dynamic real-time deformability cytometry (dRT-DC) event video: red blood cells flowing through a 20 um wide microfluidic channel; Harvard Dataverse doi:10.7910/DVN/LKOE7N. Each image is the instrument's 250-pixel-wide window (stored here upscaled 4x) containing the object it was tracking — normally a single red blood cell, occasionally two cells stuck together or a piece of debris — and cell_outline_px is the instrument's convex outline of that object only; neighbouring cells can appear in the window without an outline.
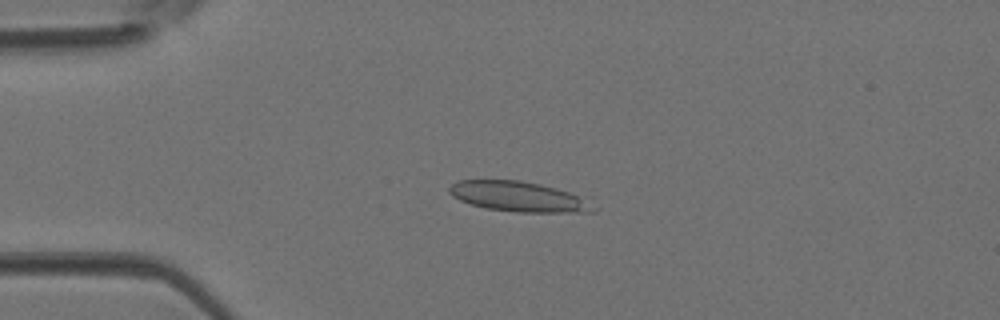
{"species": "Egyptian fruit bat (a non-hibernating species)", "species_latin": "Rousettus aegyptiacus", "temperature_condition": "room temperature", "stored_images_in_passage": 4, "camera_frame_rate_fps": 3000, "um_per_image_px": 0.085, "animal": {"sex": "female"}, "frame": {"image": 1, "passage_image": 2, "time_ms": 0.333, "image_size_px": [1000, 320], "cell_outline_px": [[600, 208], [596, 212], [516, 212], [484, 208], [460, 200], [452, 196], [448, 192], [448, 188], [452, 184], [460, 180], [520, 180], [540, 184], [592, 196]], "centroid_in_image_um": [44.3, 16.72], "position_along_channel_um": 40.7, "area_um2": 26.3}}